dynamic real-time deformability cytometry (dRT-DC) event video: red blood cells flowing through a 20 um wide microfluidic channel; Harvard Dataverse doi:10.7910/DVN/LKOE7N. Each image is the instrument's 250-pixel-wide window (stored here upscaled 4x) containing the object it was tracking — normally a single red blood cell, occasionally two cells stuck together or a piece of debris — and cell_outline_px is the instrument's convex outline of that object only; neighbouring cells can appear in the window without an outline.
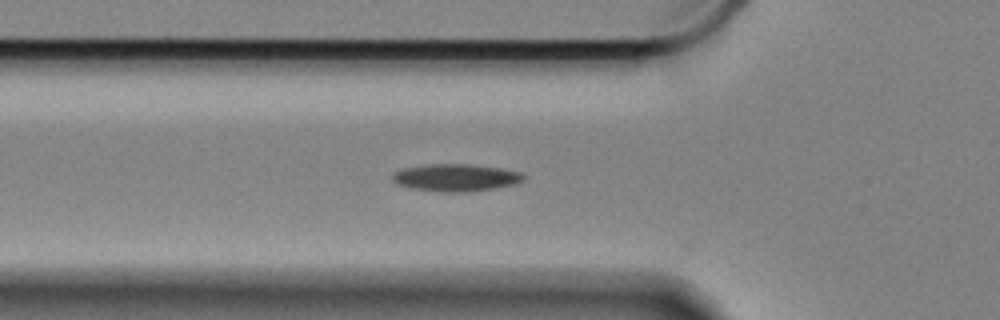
{"species": "Egyptian fruit bat (a non-hibernating species)", "species_latin": "Rousettus aegyptiacus", "temperature_condition": "cold", "stored_images_in_passage": 38, "camera_frame_rate_fps": 3000, "um_per_image_px": 0.085, "animal": {"sex": "female"}, "frame": {"image": 1, "passage_image": 2, "time_ms": 0.333, "image_size_px": [1000, 320], "cell_outline_px": [[524, 180], [516, 184], [472, 192], [440, 192], [408, 188], [396, 184], [392, 180], [392, 172], [404, 168], [428, 164], [468, 164], [500, 168], [520, 172], [524, 176]], "centroid_in_image_um": [38.7, 15.11], "position_along_channel_um": 87.1, "area_um2": 21.1}}
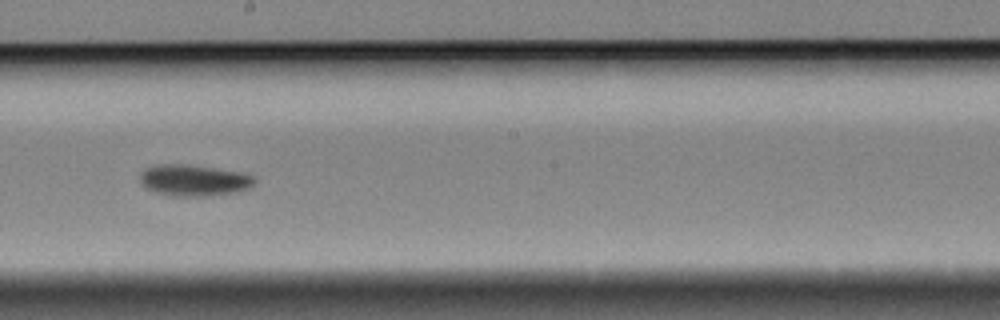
{"frame": {"image": 2, "passage_image": 15, "time_ms": 4.667, "image_size_px": [1000, 320], "cell_outline_px": [[256, 184], [248, 188], [236, 192], [208, 196], [172, 196], [156, 192], [144, 188], [140, 184], [140, 176], [148, 168], [164, 164], [184, 164], [244, 172], [256, 176]], "centroid_in_image_um": [16.54, 15.34], "position_along_channel_um": 231.7, "area_um2": 20.98}}
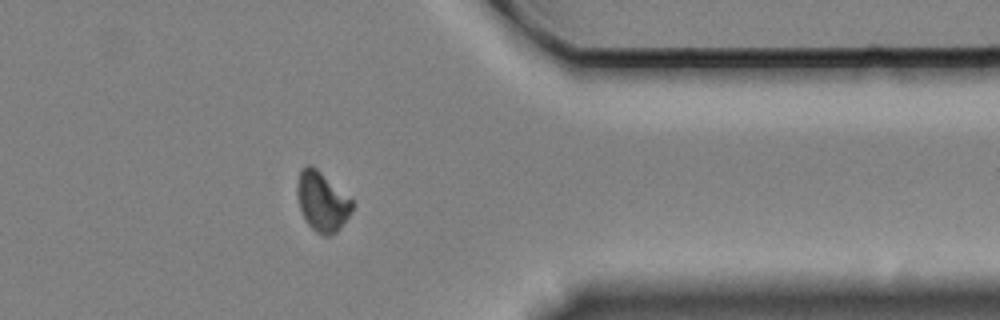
{"frame": {"image": 3, "passage_image": 30, "time_ms": 9.667, "image_size_px": [1000, 320], "cell_outline_px": [[352, 212], [340, 228], [336, 232], [328, 236], [324, 236], [316, 232], [304, 220], [300, 208], [296, 192], [296, 184], [300, 172], [308, 164], [316, 168], [352, 200]], "centroid_in_image_um": [27.36, 17.16], "position_along_channel_um": 384.0, "area_um2": 18.84}, "authors_computed_cell_mechanics": {"area_um2": 19.9988, "velocity_mm_per_s": 3.3218, "shape_relaxation_time_tau1_ms": 3.5213, "shape_relaxation_time_tau2_ms": null, "deformation_change_tau1": 0.0811, "deformation_change_tau2": null}}